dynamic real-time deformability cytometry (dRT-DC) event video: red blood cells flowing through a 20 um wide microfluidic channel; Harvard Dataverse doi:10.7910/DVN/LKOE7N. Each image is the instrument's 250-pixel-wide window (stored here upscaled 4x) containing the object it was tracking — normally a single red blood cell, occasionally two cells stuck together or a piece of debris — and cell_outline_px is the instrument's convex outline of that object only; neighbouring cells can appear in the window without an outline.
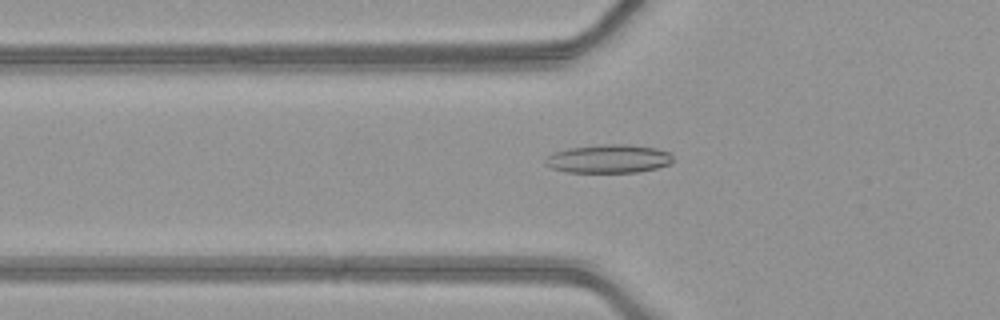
{"species": "common noctule bat (a hibernating species)", "species_latin": "Nyctalus noctula", "temperature_condition": "warm", "stored_images_in_passage": 51, "camera_frame_rate_fps": 3000, "um_per_image_px": 0.085, "animal": {"sex": "female", "body_mass_g": 21.9}, "frame": {"image": 1, "passage_image": 19, "time_ms": 6.0, "image_size_px": [1000, 320], "cell_outline_px": [[672, 160], [668, 164], [656, 168], [636, 172], [564, 172], [552, 168], [544, 164], [544, 160], [548, 156], [556, 152], [568, 148], [604, 144], [628, 144], [656, 148], [672, 152]], "centroid_in_image_um": [51.73, 13.49], "position_along_channel_um": 74.1, "area_um2": 21.15}}
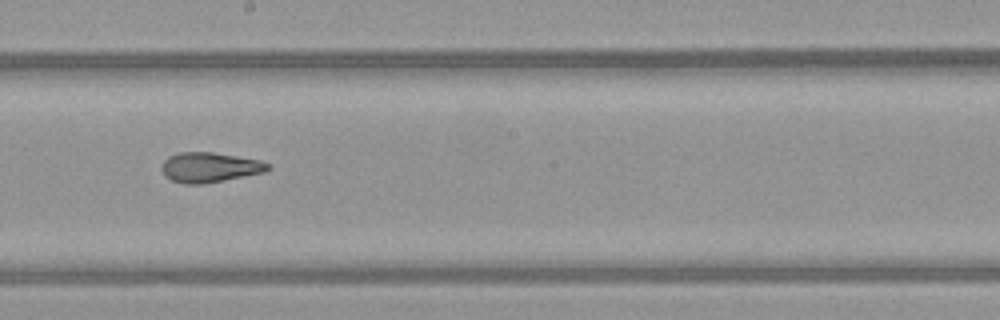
{"frame": {"image": 2, "passage_image": 30, "time_ms": 9.667, "image_size_px": [1000, 320], "cell_outline_px": [[272, 168], [264, 172], [204, 184], [184, 184], [172, 180], [164, 176], [160, 168], [160, 164], [168, 156], [180, 152], [212, 152], [260, 160], [272, 164]], "centroid_in_image_um": [17.8, 14.22], "position_along_channel_um": 230.4, "area_um2": 18.73}}
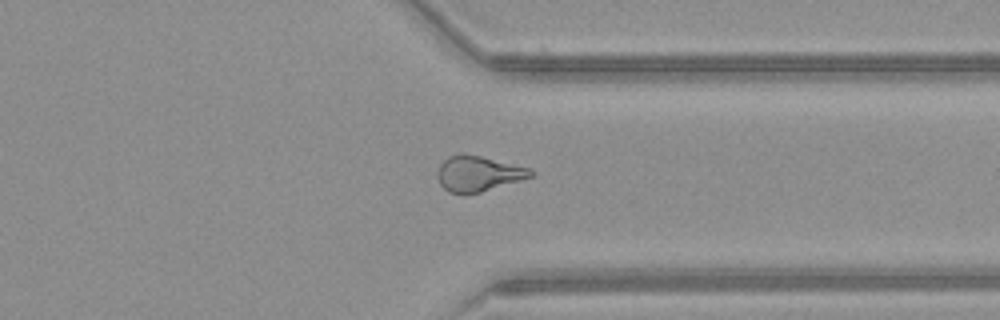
{"frame": {"image": 3, "passage_image": 40, "time_ms": 13.0, "image_size_px": [1000, 320], "cell_outline_px": [[536, 172], [532, 176], [520, 180], [480, 192], [464, 196], [448, 192], [440, 184], [436, 176], [436, 172], [440, 164], [448, 156], [464, 152], [532, 168]], "centroid_in_image_um": [40.62, 14.76], "position_along_channel_um": 370.8, "area_um2": 19.71}, "authors_computed_cell_mechanics": {"area_um2": 20.0566, "velocity_mm_per_s": 4.2229, "shape_relaxation_time_tau1_ms": null, "shape_relaxation_time_tau2_ms": 1.8564, "deformation_change_tau1": null, "deformation_change_tau2": 0.0993}}